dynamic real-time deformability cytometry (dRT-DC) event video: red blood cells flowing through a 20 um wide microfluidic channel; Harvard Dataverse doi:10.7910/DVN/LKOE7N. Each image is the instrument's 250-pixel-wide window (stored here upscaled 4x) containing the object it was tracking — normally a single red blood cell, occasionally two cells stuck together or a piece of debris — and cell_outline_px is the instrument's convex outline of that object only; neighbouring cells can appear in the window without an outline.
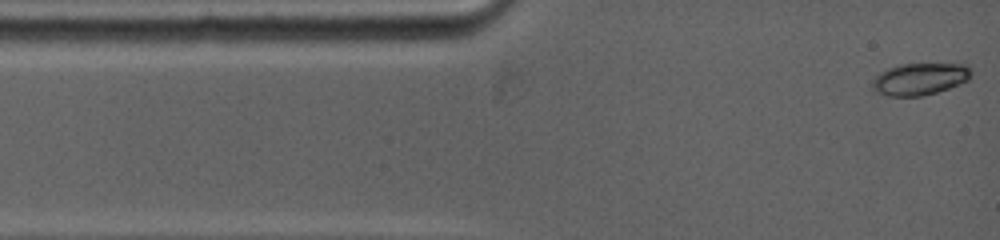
{"species": "common noctule bat (a hibernating species)", "species_latin": "Nyctalus noctula", "temperature_condition": "warm", "stored_images_in_passage": 36, "camera_frame_rate_fps": 5000, "um_per_image_px": 0.085, "animal": {"sex": "female", "body_mass_g": 19.0, "forearm_length_mm": 53.3}, "frame": {"image": 1, "passage_image": 1, "time_ms": 0.0, "image_size_px": [1000, 240], "cell_outline_px": [[972, 76], [968, 80], [960, 84], [936, 92], [920, 96], [888, 96], [876, 92], [872, 88], [872, 80], [880, 72], [888, 68], [900, 64], [964, 64], [972, 72]], "centroid_in_image_um": [78.16, 6.72], "position_along_channel_um": 6.8, "area_um2": 18.38}}
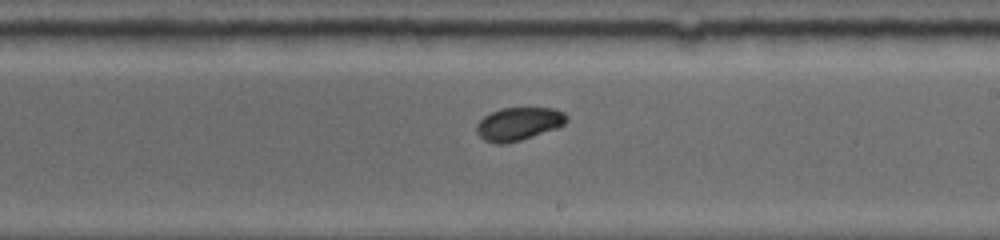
{"frame": {"image": 2, "passage_image": 19, "time_ms": 7.4, "image_size_px": [1000, 240], "cell_outline_px": [[568, 120], [564, 124], [556, 128], [520, 140], [504, 144], [496, 144], [484, 140], [476, 132], [476, 124], [484, 116], [500, 108], [552, 108], [564, 112], [568, 116]], "centroid_in_image_um": [44.07, 10.52], "position_along_channel_um": 244.9, "area_um2": 17.28}}
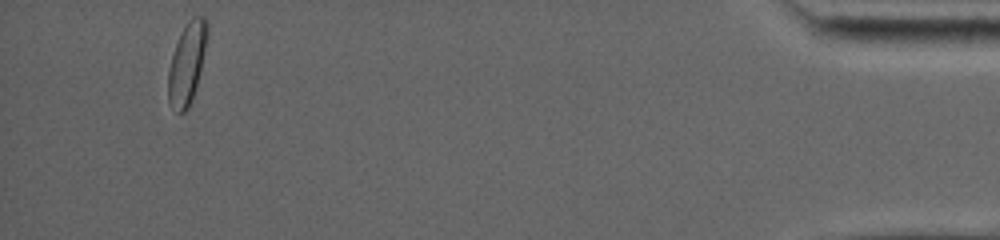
{"frame": {"image": 3, "passage_image": 36, "time_ms": 14.6, "image_size_px": [1000, 240], "cell_outline_px": [[208, 36], [196, 88], [192, 100], [188, 108], [180, 116], [168, 104], [168, 68], [172, 52], [188, 20], [192, 16], [204, 16], [208, 20]], "centroid_in_image_um": [15.89, 5.41], "position_along_channel_um": 419.3, "area_um2": 18.79}, "authors_computed_cell_mechanics": {"area_um2": 17.5134, "velocity_mm_per_s": 3.8832, "shape_relaxation_time_tau1_ms": 2.3098, "shape_relaxation_time_tau2_ms": null, "deformation_change_tau1": 0.0821, "deformation_change_tau2": null}}